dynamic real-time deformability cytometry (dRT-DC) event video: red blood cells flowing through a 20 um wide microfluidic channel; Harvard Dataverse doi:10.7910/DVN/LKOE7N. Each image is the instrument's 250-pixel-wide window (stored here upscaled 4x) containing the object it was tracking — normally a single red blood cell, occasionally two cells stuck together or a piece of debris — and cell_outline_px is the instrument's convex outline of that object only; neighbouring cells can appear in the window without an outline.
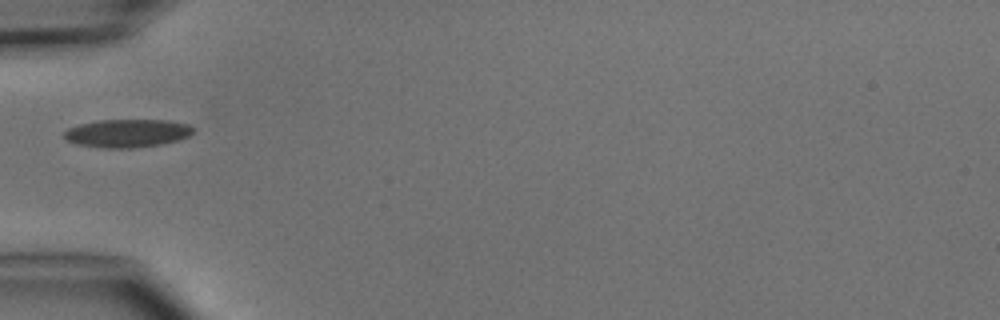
{"species": "common noctule bat (a hibernating species)", "species_latin": "Nyctalus noctula", "temperature_condition": "cold", "stored_images_in_passage": 2, "camera_frame_rate_fps": 3000, "um_per_image_px": 0.085, "animal": {"sex": "male", "body_mass_g": 15.6}, "frame": {"image": 1, "passage_image": 1, "time_ms": 0.0, "image_size_px": [1000, 320], "cell_outline_px": [[192, 132], [188, 136], [176, 140], [160, 144], [132, 148], [100, 148], [76, 144], [64, 140], [60, 136], [68, 128], [80, 124], [100, 120], [168, 120], [188, 124], [192, 128]], "centroid_in_image_um": [10.72, 11.33], "position_along_channel_um": 74.3, "area_um2": 21.21}}